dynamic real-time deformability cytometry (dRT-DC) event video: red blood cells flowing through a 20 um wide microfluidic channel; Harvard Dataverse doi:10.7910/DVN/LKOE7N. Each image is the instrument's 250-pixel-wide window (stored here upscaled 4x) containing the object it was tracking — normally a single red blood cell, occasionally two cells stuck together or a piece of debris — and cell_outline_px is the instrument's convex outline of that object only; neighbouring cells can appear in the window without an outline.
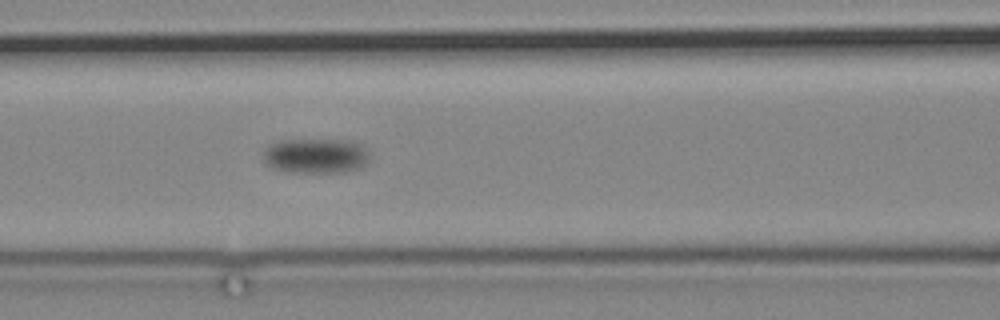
{"species": "common noctule bat (a hibernating species)", "species_latin": "Nyctalus noctula", "temperature_condition": "cold", "stored_images_in_passage": 9, "camera_frame_rate_fps": 3000, "um_per_image_px": 0.085, "animal": {"sex": "male", "body_mass_g": 19.2, "forearm_length_mm": 51.8}, "frame": {"image": 1, "passage_image": 9, "time_ms": 13.333, "image_size_px": [1000, 320], "cell_outline_px": [[368, 160], [360, 168], [344, 172], [284, 172], [272, 168], [264, 164], [260, 152], [268, 144], [280, 140], [352, 140], [364, 144], [368, 152]], "centroid_in_image_um": [26.77, 13.24], "position_along_channel_um": 139.8, "area_um2": 22.31}}